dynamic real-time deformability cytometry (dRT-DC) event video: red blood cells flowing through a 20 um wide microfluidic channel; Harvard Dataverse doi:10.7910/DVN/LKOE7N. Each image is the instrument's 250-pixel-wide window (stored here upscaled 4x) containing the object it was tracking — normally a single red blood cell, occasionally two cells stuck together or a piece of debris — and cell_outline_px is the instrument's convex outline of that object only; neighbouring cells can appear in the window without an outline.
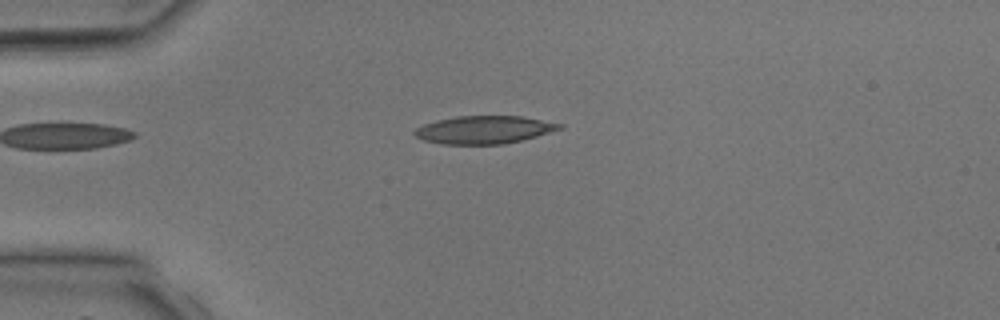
{"species": "common noctule bat (a hibernating species)", "species_latin": "Nyctalus noctula", "temperature_condition": "room temperature", "stored_images_in_passage": 5, "camera_frame_rate_fps": 3000, "um_per_image_px": 0.085, "animal": {"sex": "male", "body_mass_g": 17.9, "forearm_length_mm": 54.2}, "frame": {"image": 1, "passage_image": 4, "time_ms": 4.333, "image_size_px": [1000, 320], "cell_outline_px": [[564, 128], [524, 140], [504, 144], [444, 144], [424, 140], [416, 136], [412, 132], [416, 128], [424, 124], [436, 120], [456, 116], [524, 116], [564, 124]], "centroid_in_image_um": [41.19, 11.02], "position_along_channel_um": 43.8, "area_um2": 23.7}}